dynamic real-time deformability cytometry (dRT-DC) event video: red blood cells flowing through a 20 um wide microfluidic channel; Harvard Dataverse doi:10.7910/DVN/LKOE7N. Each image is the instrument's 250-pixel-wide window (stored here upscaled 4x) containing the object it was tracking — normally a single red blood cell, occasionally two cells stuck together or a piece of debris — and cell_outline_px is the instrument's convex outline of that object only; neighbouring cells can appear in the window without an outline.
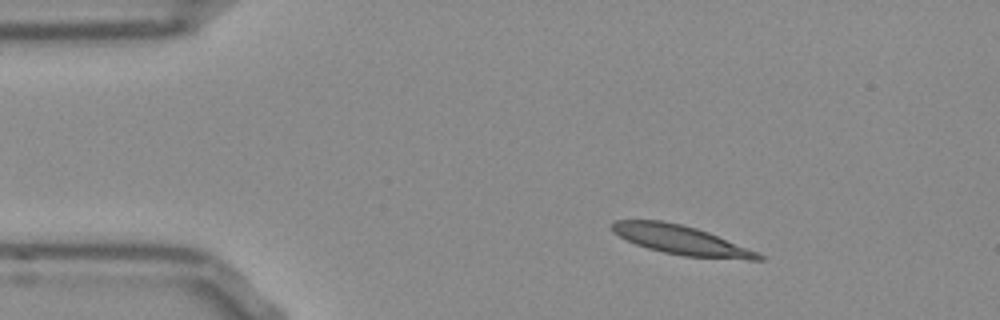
{"species": "Egyptian fruit bat (a non-hibernating species)", "species_latin": "Rousettus aegyptiacus", "temperature_condition": "room temperature", "stored_images_in_passage": 45, "camera_frame_rate_fps": 3000, "um_per_image_px": 0.085, "frame": {"image": 1, "passage_image": 1, "time_ms": 0.0, "image_size_px": [1000, 320], "cell_outline_px": [[764, 260], [748, 260], [684, 256], [664, 252], [648, 248], [636, 244], [612, 232], [608, 228], [608, 224], [616, 220], [664, 220], [696, 228], [708, 232], [756, 252], [764, 256]], "centroid_in_image_um": [57.83, 20.39], "position_along_channel_um": 27.2, "area_um2": 24.74}}
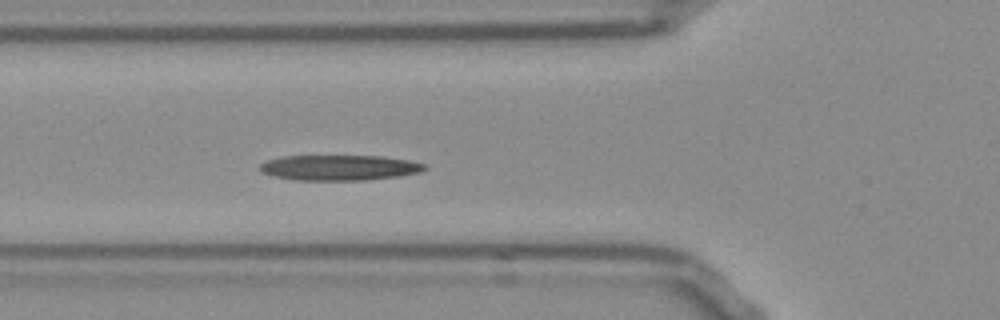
{"frame": {"image": 2, "passage_image": 11, "time_ms": 3.333, "image_size_px": [1000, 320], "cell_outline_px": [[428, 168], [420, 172], [396, 176], [368, 180], [296, 180], [272, 176], [260, 172], [260, 164], [268, 160], [280, 156], [380, 156], [408, 160], [428, 164]], "centroid_in_image_um": [28.84, 14.25], "position_along_channel_um": 97.0, "area_um2": 24.45}}
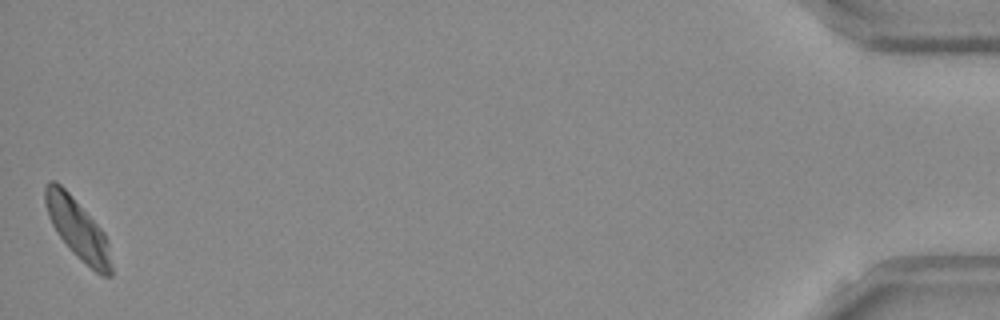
{"frame": {"image": 3, "passage_image": 45, "time_ms": 14.667, "image_size_px": [1000, 320], "cell_outline_px": [[112, 276], [100, 276], [76, 256], [72, 252], [56, 232], [48, 216], [44, 200], [44, 188], [48, 180], [56, 180], [68, 192], [104, 232], [108, 240], [112, 268]], "centroid_in_image_um": [6.6, 19.47], "position_along_channel_um": 428.6, "area_um2": 23.18}, "authors_computed_cell_mechanics": {"area_um2": 24.0448, "velocity_mm_per_s": 3.7967, "shape_relaxation_time_tau1_ms": 9.2659, "shape_relaxation_time_tau2_ms": 2.2345, "deformation_change_tau1": 0.2331, "deformation_change_tau2": 0.0791}}